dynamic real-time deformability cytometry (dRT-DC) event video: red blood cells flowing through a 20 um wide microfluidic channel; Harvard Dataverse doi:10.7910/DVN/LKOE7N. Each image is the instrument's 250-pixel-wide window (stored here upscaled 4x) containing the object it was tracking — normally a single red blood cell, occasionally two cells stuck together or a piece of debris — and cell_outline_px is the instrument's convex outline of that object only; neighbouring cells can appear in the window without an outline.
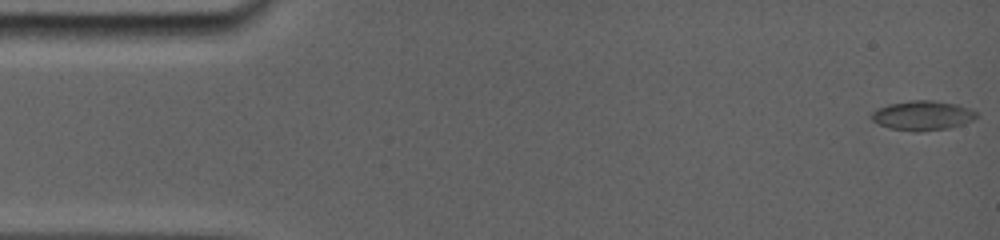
{"species": "common noctule bat (a hibernating species)", "species_latin": "Nyctalus noctula", "temperature_condition": "room temperature", "stored_images_in_passage": 47, "camera_frame_rate_fps": 5000, "um_per_image_px": 0.085, "animal": {"sex": "female", "body_mass_g": 19.0, "forearm_length_mm": 56.7}, "frame": {"image": 1, "passage_image": 1, "time_ms": 0.0, "image_size_px": [1000, 240], "cell_outline_px": [[976, 116], [960, 124], [944, 128], [892, 128], [880, 124], [872, 116], [872, 112], [888, 104], [912, 100], [932, 100], [956, 104], [976, 112]], "centroid_in_image_um": [78.4, 9.74], "position_along_channel_um": 6.6, "area_um2": 16.47}}
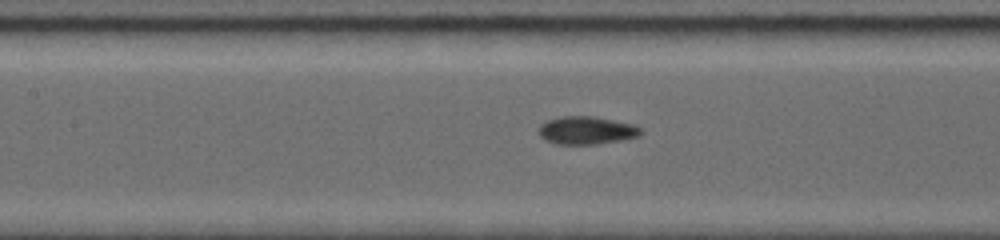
{"frame": {"image": 2, "passage_image": 22, "time_ms": 7.2, "image_size_px": [1000, 240], "cell_outline_px": [[640, 132], [636, 136], [592, 144], [560, 144], [548, 140], [540, 132], [540, 128], [548, 120], [564, 116], [592, 116], [632, 124], [640, 128]], "centroid_in_image_um": [49.85, 11.06], "position_along_channel_um": 157.6, "area_um2": 15.61}}
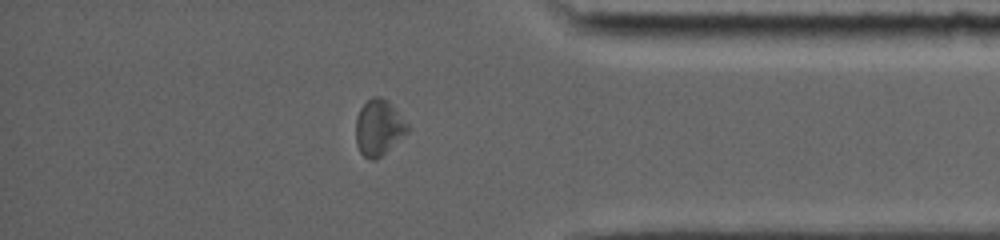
{"frame": {"image": 3, "passage_image": 41, "time_ms": 13.8, "image_size_px": [1000, 240], "cell_outline_px": [[408, 132], [376, 160], [368, 160], [360, 152], [356, 144], [356, 120], [360, 108], [372, 96], [380, 96], [388, 100], [408, 124]], "centroid_in_image_um": [32.18, 10.84], "position_along_channel_um": 403.0, "area_um2": 16.76}, "authors_computed_cell_mechanics": {"area_um2": 15.8372, "velocity_mm_per_s": 3.8428, "shape_relaxation_time_tau1_ms": null, "shape_relaxation_time_tau2_ms": 1.5695, "deformation_change_tau1": null, "deformation_change_tau2": 0.0744}}